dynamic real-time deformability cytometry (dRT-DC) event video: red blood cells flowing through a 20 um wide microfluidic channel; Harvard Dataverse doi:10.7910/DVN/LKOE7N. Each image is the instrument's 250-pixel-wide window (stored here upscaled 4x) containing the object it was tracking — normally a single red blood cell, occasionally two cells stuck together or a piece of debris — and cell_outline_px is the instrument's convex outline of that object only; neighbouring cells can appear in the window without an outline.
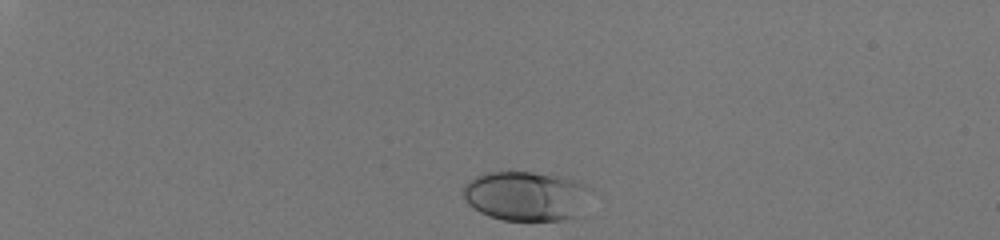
{"species": "human", "species_latin": "Homo sapiens", "temperature_condition": "room temperature", "stored_images_in_passage": 7, "camera_frame_rate_fps": 3000, "um_per_image_px": 0.085, "donor": {"sex": "male"}, "frame": {"image": 1, "passage_image": 2, "time_ms": 0.333, "image_size_px": [1000, 240], "cell_outline_px": [[592, 188], [580, 216], [564, 220], [504, 220], [488, 216], [480, 212], [468, 204], [464, 196], [464, 184], [476, 176], [484, 172], [532, 172], [564, 176], [576, 180]], "centroid_in_image_um": [44.76, 16.65], "position_along_channel_um": 40.2, "area_um2": 37.22}}